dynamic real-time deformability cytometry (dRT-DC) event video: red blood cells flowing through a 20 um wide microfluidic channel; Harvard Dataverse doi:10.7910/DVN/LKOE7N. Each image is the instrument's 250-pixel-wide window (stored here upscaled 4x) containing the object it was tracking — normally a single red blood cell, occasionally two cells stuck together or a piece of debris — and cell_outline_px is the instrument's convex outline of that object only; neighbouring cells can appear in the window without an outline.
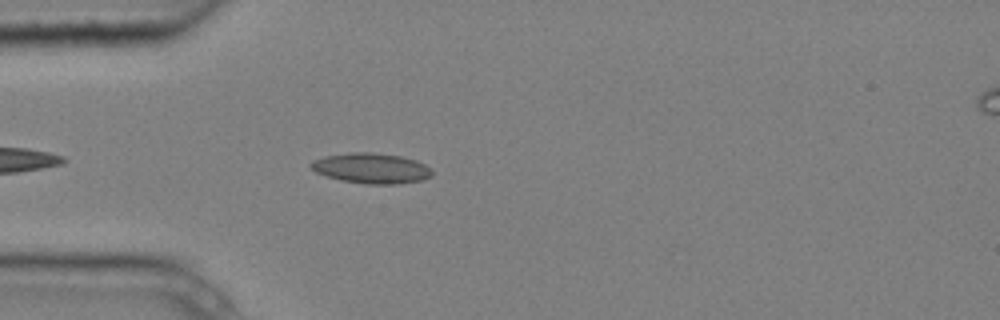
{"species": "common noctule bat (a hibernating species)", "species_latin": "Nyctalus noctula", "temperature_condition": "cold", "stored_images_in_passage": 3, "camera_frame_rate_fps": 3000, "um_per_image_px": 0.085, "animal": {"sex": "male", "body_mass_g": 20.4}, "frame": {"image": 1, "passage_image": 3, "time_ms": 0.667, "image_size_px": [1000, 320], "cell_outline_px": [[432, 176], [424, 180], [396, 184], [364, 184], [340, 180], [316, 172], [308, 164], [312, 160], [324, 156], [348, 152], [372, 152], [400, 156], [416, 160], [424, 164], [432, 172]], "centroid_in_image_um": [31.54, 14.3], "position_along_channel_um": 53.5, "area_um2": 21.5}}